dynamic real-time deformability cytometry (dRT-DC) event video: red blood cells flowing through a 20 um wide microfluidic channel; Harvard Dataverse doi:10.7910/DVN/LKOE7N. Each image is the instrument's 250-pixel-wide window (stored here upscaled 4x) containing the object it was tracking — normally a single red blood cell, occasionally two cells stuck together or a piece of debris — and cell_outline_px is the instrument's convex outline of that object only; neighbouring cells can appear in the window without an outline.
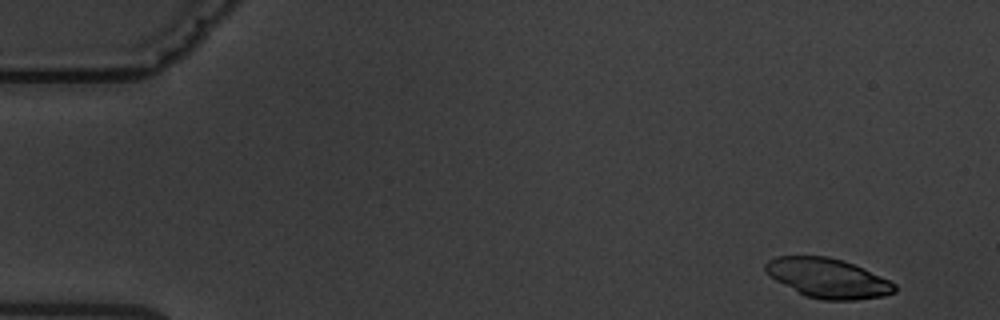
{"species": "common noctule bat (a hibernating species)", "species_latin": "Nyctalus noctula", "temperature_condition": "warm", "stored_images_in_passage": 4, "camera_frame_rate_fps": 3000, "um_per_image_px": 0.085, "animal": {"sex": "male", "body_mass_g": 19.5, "forearm_length_mm": 54.6}, "frame": {"image": 1, "passage_image": 1, "time_ms": 0.0, "image_size_px": [1000, 320], "cell_outline_px": [[896, 292], [884, 296], [856, 300], [824, 300], [804, 296], [776, 280], [764, 272], [764, 264], [768, 260], [776, 256], [828, 256], [844, 260], [864, 268], [896, 284]], "centroid_in_image_um": [70.36, 23.64], "position_along_channel_um": 14.6, "area_um2": 29.94}}